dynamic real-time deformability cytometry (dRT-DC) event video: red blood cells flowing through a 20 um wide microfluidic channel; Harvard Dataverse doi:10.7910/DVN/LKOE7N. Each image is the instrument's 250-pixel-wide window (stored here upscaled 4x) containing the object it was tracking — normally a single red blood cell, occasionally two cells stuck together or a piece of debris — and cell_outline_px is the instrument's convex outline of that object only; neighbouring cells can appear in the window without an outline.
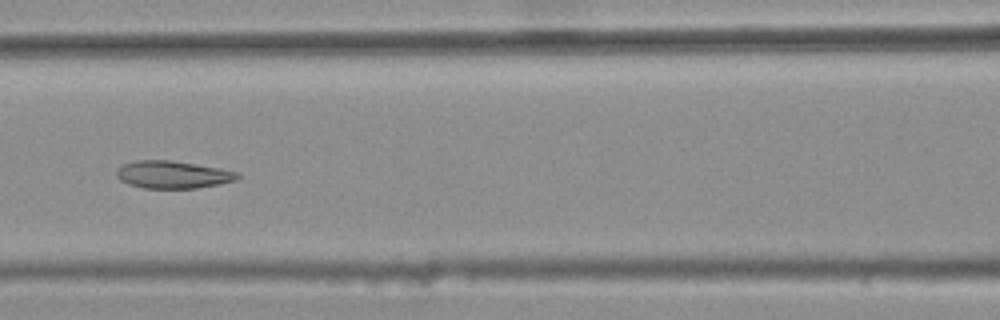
{"species": "common noctule bat (a hibernating species)", "species_latin": "Nyctalus noctula", "temperature_condition": "warm", "stored_images_in_passage": 8, "camera_frame_rate_fps": 3000, "um_per_image_px": 0.085, "animal": {"sex": "female", "body_mass_g": 25.1}, "frame": {"image": 1, "passage_image": 5, "time_ms": 1.333, "image_size_px": [1000, 320], "cell_outline_px": [[240, 176], [236, 180], [196, 188], [144, 188], [128, 184], [120, 180], [116, 176], [116, 168], [124, 164], [136, 160], [172, 160], [220, 168], [236, 172]], "centroid_in_image_um": [14.64, 14.83], "position_along_channel_um": 152.0, "area_um2": 19.31}}
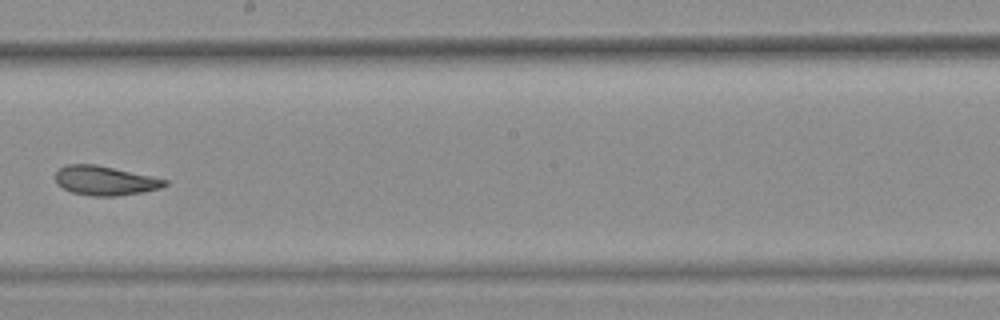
{"frame": {"image": 2, "passage_image": 7, "time_ms": 2.0, "image_size_px": [1000, 320], "cell_outline_px": [[168, 184], [160, 188], [140, 192], [116, 196], [88, 196], [72, 192], [56, 184], [56, 172], [60, 168], [68, 164], [96, 164], [152, 176], [168, 180]], "centroid_in_image_um": [8.92, 15.35], "position_along_channel_um": 239.3, "area_um2": 18.61}}
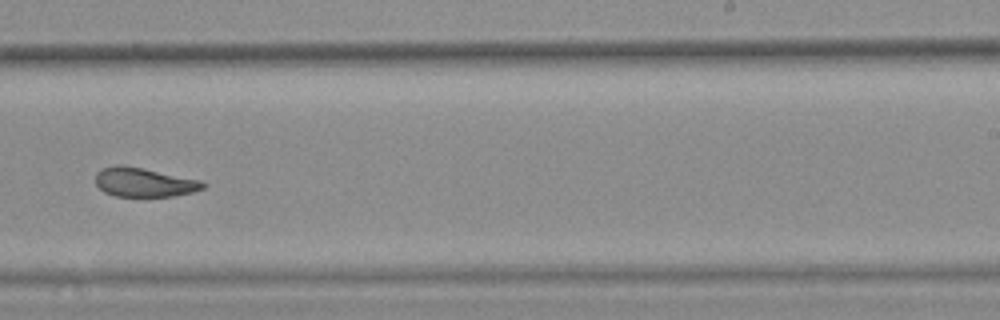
{"frame": {"image": 3, "passage_image": 8, "time_ms": 2.333, "image_size_px": [1000, 320], "cell_outline_px": [[208, 184], [204, 188], [192, 192], [172, 196], [116, 196], [104, 192], [96, 184], [96, 172], [100, 168], [112, 164], [120, 164], [200, 180]], "centroid_in_image_um": [12.2, 15.48], "position_along_channel_um": 276.8, "area_um2": 18.15}}